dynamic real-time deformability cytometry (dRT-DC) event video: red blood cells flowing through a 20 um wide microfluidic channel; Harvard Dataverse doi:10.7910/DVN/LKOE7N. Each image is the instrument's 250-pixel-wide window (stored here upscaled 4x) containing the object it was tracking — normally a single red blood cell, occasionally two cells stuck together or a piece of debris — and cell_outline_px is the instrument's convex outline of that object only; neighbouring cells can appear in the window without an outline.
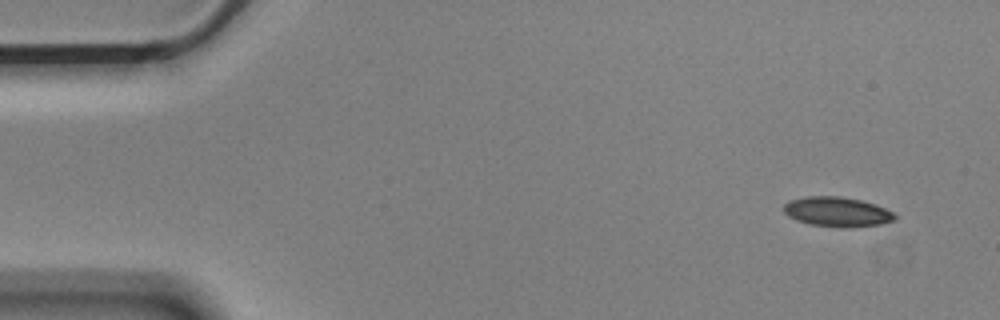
{"species": "Egyptian fruit bat (a non-hibernating species)", "species_latin": "Rousettus aegyptiacus", "temperature_condition": "cold", "stored_images_in_passage": 53, "camera_frame_rate_fps": 3000, "um_per_image_px": 0.085, "animal": {"sex": "male"}, "frame": {"image": 1, "passage_image": 1, "time_ms": 0.0, "image_size_px": [1000, 320], "cell_outline_px": [[896, 220], [880, 224], [852, 228], [840, 228], [812, 224], [796, 220], [788, 216], [784, 212], [784, 204], [788, 200], [804, 196], [840, 196], [860, 200], [876, 204], [896, 212]], "centroid_in_image_um": [71.19, 18.0], "position_along_channel_um": 13.8, "area_um2": 19.59}}
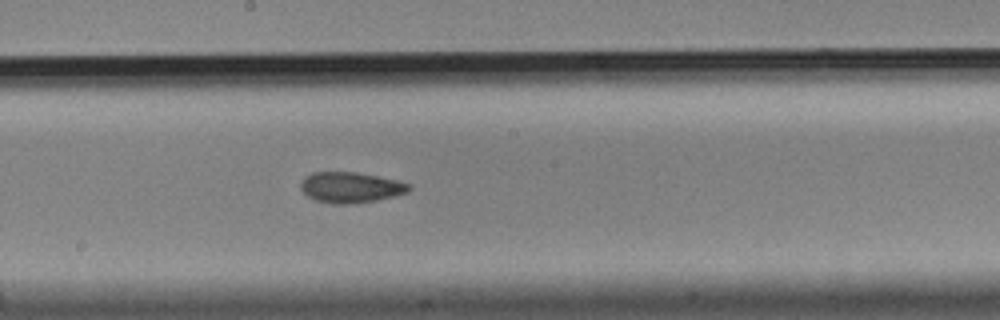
{"frame": {"image": 2, "passage_image": 27, "time_ms": 8.667, "image_size_px": [1000, 320], "cell_outline_px": [[412, 188], [408, 192], [396, 196], [376, 200], [352, 204], [332, 204], [316, 200], [308, 196], [300, 188], [300, 184], [304, 176], [312, 172], [356, 172], [396, 180], [412, 184]], "centroid_in_image_um": [29.81, 15.93], "position_along_channel_um": 218.4, "area_um2": 19.48}}
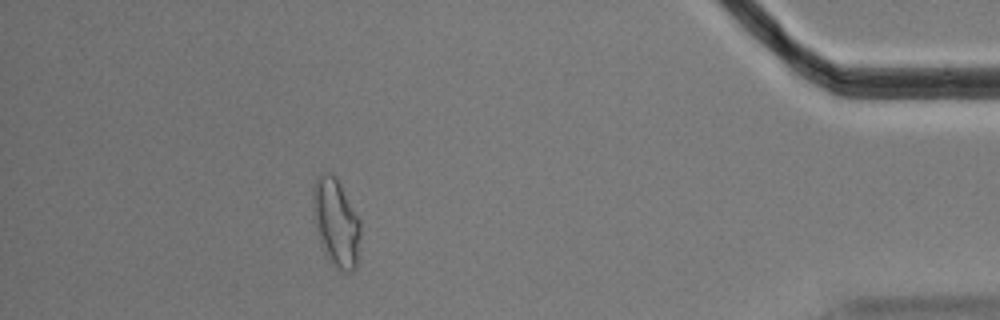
{"frame": {"image": 3, "passage_image": 47, "time_ms": 15.333, "image_size_px": [1000, 320], "cell_outline_px": [[360, 236], [356, 268], [352, 272], [340, 272], [328, 260], [320, 244], [316, 232], [312, 208], [312, 188], [316, 176], [320, 172], [332, 172], [336, 176], [360, 220]], "centroid_in_image_um": [28.53, 18.9], "position_along_channel_um": 406.7, "area_um2": 24.97}, "authors_computed_cell_mechanics": {"area_um2": 19.652, "velocity_mm_per_s": 3.5818, "shape_relaxation_time_tau1_ms": 10.7742, "shape_relaxation_time_tau2_ms": 2.9588, "deformation_change_tau1": 0.183, "deformation_change_tau2": 0.0908}}